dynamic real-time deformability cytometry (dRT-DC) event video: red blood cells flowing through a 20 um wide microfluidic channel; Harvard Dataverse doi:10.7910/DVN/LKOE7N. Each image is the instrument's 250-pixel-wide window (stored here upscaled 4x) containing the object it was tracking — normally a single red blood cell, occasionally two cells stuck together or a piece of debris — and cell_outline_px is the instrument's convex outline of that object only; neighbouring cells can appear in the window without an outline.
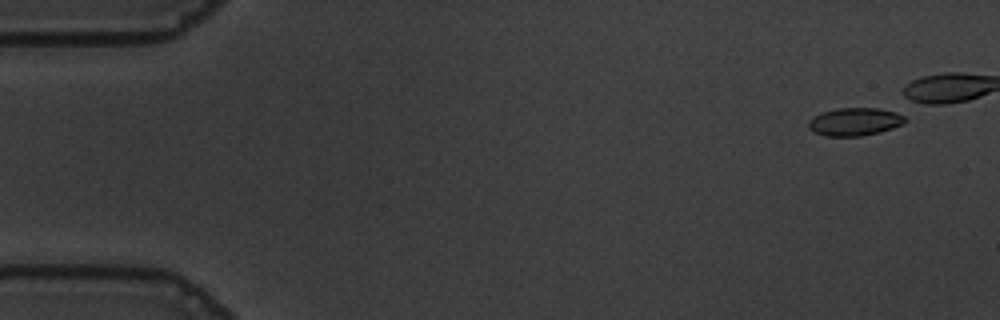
{"species": "common noctule bat (a hibernating species)", "species_latin": "Nyctalus noctula", "temperature_condition": "warm", "stored_images_in_passage": 1, "camera_frame_rate_fps": 3000, "um_per_image_px": 0.085, "animal": {"sex": "male", "body_mass_g": 19.5, "forearm_length_mm": 54.6}, "frame": {"image": 1, "passage_image": 1, "time_ms": 0.0, "image_size_px": [1000, 320], "cell_outline_px": [[908, 120], [904, 124], [880, 132], [860, 136], [824, 136], [808, 128], [808, 120], [812, 116], [820, 112], [836, 108], [880, 108], [896, 112], [904, 116]], "centroid_in_image_um": [72.65, 10.34], "position_along_channel_um": 12.4, "area_um2": 15.95}}